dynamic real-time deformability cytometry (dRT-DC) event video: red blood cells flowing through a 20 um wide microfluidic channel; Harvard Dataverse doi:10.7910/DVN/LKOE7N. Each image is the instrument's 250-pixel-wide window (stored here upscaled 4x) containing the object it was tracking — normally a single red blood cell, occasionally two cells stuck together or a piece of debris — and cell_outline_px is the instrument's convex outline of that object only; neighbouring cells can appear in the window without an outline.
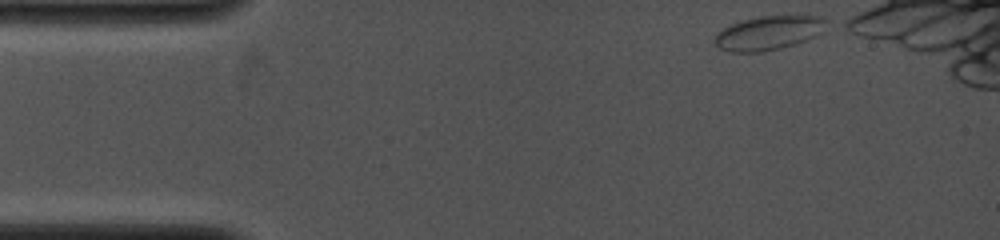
{"species": "common noctule bat (a hibernating species)", "species_latin": "Nyctalus noctula", "temperature_condition": "cold", "stored_images_in_passage": 3, "camera_frame_rate_fps": 4000, "um_per_image_px": 0.085, "animal": {"sex": "female", "body_mass_g": 19.0, "forearm_length_mm": 53.3}, "frame": {"image": 1, "passage_image": 1, "time_ms": 0.0, "image_size_px": [1000, 240], "cell_outline_px": [[828, 24], [820, 32], [804, 40], [780, 48], [764, 52], [728, 52], [720, 48], [716, 44], [716, 32], [740, 20], [760, 16], [820, 16], [828, 20]], "centroid_in_image_um": [65.3, 2.79], "position_along_channel_um": 19.7, "area_um2": 21.85}}